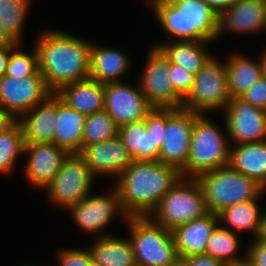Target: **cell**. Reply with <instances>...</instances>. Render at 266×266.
Segmentation results:
<instances>
[{
  "instance_id": "6da1fadb",
  "label": "cell",
  "mask_w": 266,
  "mask_h": 266,
  "mask_svg": "<svg viewBox=\"0 0 266 266\" xmlns=\"http://www.w3.org/2000/svg\"><path fill=\"white\" fill-rule=\"evenodd\" d=\"M41 29L32 43L47 87L56 93L64 85L88 79L91 40L70 31Z\"/></svg>"
},
{
  "instance_id": "7a4b0ae2",
  "label": "cell",
  "mask_w": 266,
  "mask_h": 266,
  "mask_svg": "<svg viewBox=\"0 0 266 266\" xmlns=\"http://www.w3.org/2000/svg\"><path fill=\"white\" fill-rule=\"evenodd\" d=\"M180 177L176 167L159 161H133L112 185L128 217H147Z\"/></svg>"
},
{
  "instance_id": "3957f363",
  "label": "cell",
  "mask_w": 266,
  "mask_h": 266,
  "mask_svg": "<svg viewBox=\"0 0 266 266\" xmlns=\"http://www.w3.org/2000/svg\"><path fill=\"white\" fill-rule=\"evenodd\" d=\"M155 20L170 40L155 42L159 47L167 41H208L216 43L219 15L204 0H155L149 4Z\"/></svg>"
},
{
  "instance_id": "277c9868",
  "label": "cell",
  "mask_w": 266,
  "mask_h": 266,
  "mask_svg": "<svg viewBox=\"0 0 266 266\" xmlns=\"http://www.w3.org/2000/svg\"><path fill=\"white\" fill-rule=\"evenodd\" d=\"M208 113L194 112L190 153L186 166L180 171L182 177H192L228 166L231 143L225 121L218 126Z\"/></svg>"
},
{
  "instance_id": "5b68a950",
  "label": "cell",
  "mask_w": 266,
  "mask_h": 266,
  "mask_svg": "<svg viewBox=\"0 0 266 266\" xmlns=\"http://www.w3.org/2000/svg\"><path fill=\"white\" fill-rule=\"evenodd\" d=\"M206 200L209 212L218 214L224 208L258 200L266 196V189L229 166L204 172L195 177Z\"/></svg>"
},
{
  "instance_id": "8992f818",
  "label": "cell",
  "mask_w": 266,
  "mask_h": 266,
  "mask_svg": "<svg viewBox=\"0 0 266 266\" xmlns=\"http://www.w3.org/2000/svg\"><path fill=\"white\" fill-rule=\"evenodd\" d=\"M125 225L137 266H172L179 261L172 231L149 216L128 217Z\"/></svg>"
},
{
  "instance_id": "52a82bcc",
  "label": "cell",
  "mask_w": 266,
  "mask_h": 266,
  "mask_svg": "<svg viewBox=\"0 0 266 266\" xmlns=\"http://www.w3.org/2000/svg\"><path fill=\"white\" fill-rule=\"evenodd\" d=\"M208 213L206 200L196 179L181 176L149 217L156 224L172 231Z\"/></svg>"
},
{
  "instance_id": "ba28073f",
  "label": "cell",
  "mask_w": 266,
  "mask_h": 266,
  "mask_svg": "<svg viewBox=\"0 0 266 266\" xmlns=\"http://www.w3.org/2000/svg\"><path fill=\"white\" fill-rule=\"evenodd\" d=\"M95 178L78 153L69 154L58 173L43 189L47 203L66 212L93 192Z\"/></svg>"
},
{
  "instance_id": "9c48e42d",
  "label": "cell",
  "mask_w": 266,
  "mask_h": 266,
  "mask_svg": "<svg viewBox=\"0 0 266 266\" xmlns=\"http://www.w3.org/2000/svg\"><path fill=\"white\" fill-rule=\"evenodd\" d=\"M219 57V58H218ZM214 55L195 74L193 87L183 100V108L199 114L222 112L231 96L224 59Z\"/></svg>"
},
{
  "instance_id": "30bf717a",
  "label": "cell",
  "mask_w": 266,
  "mask_h": 266,
  "mask_svg": "<svg viewBox=\"0 0 266 266\" xmlns=\"http://www.w3.org/2000/svg\"><path fill=\"white\" fill-rule=\"evenodd\" d=\"M67 212L78 230L92 236L91 239L114 235L108 231L114 218L117 220L118 216L121 217L119 220L122 219V223H126L128 219L119 193L111 184L107 194L91 193L78 204L71 206Z\"/></svg>"
},
{
  "instance_id": "8fae6325",
  "label": "cell",
  "mask_w": 266,
  "mask_h": 266,
  "mask_svg": "<svg viewBox=\"0 0 266 266\" xmlns=\"http://www.w3.org/2000/svg\"><path fill=\"white\" fill-rule=\"evenodd\" d=\"M165 127L166 108H153L144 120L119 127L118 136L133 161H159Z\"/></svg>"
},
{
  "instance_id": "7c38bea8",
  "label": "cell",
  "mask_w": 266,
  "mask_h": 266,
  "mask_svg": "<svg viewBox=\"0 0 266 266\" xmlns=\"http://www.w3.org/2000/svg\"><path fill=\"white\" fill-rule=\"evenodd\" d=\"M138 82L153 108H183V98L169 79L170 61L157 47L150 46Z\"/></svg>"
},
{
  "instance_id": "4fadbf2b",
  "label": "cell",
  "mask_w": 266,
  "mask_h": 266,
  "mask_svg": "<svg viewBox=\"0 0 266 266\" xmlns=\"http://www.w3.org/2000/svg\"><path fill=\"white\" fill-rule=\"evenodd\" d=\"M52 93L38 69L22 79L7 75L0 78V106L16 120Z\"/></svg>"
},
{
  "instance_id": "5bb4252c",
  "label": "cell",
  "mask_w": 266,
  "mask_h": 266,
  "mask_svg": "<svg viewBox=\"0 0 266 266\" xmlns=\"http://www.w3.org/2000/svg\"><path fill=\"white\" fill-rule=\"evenodd\" d=\"M194 112L179 108H166L165 139L160 148L159 162L181 171L190 153Z\"/></svg>"
},
{
  "instance_id": "9a60e30c",
  "label": "cell",
  "mask_w": 266,
  "mask_h": 266,
  "mask_svg": "<svg viewBox=\"0 0 266 266\" xmlns=\"http://www.w3.org/2000/svg\"><path fill=\"white\" fill-rule=\"evenodd\" d=\"M126 81L104 84V110L119 127L144 120L153 109L138 82Z\"/></svg>"
},
{
  "instance_id": "2e32d148",
  "label": "cell",
  "mask_w": 266,
  "mask_h": 266,
  "mask_svg": "<svg viewBox=\"0 0 266 266\" xmlns=\"http://www.w3.org/2000/svg\"><path fill=\"white\" fill-rule=\"evenodd\" d=\"M221 114L231 145L266 141V110L231 98Z\"/></svg>"
},
{
  "instance_id": "e0dca14e",
  "label": "cell",
  "mask_w": 266,
  "mask_h": 266,
  "mask_svg": "<svg viewBox=\"0 0 266 266\" xmlns=\"http://www.w3.org/2000/svg\"><path fill=\"white\" fill-rule=\"evenodd\" d=\"M69 153L54 143H25L24 156H27L21 168L24 179L31 188L43 191L58 173Z\"/></svg>"
},
{
  "instance_id": "ac0fdd59",
  "label": "cell",
  "mask_w": 266,
  "mask_h": 266,
  "mask_svg": "<svg viewBox=\"0 0 266 266\" xmlns=\"http://www.w3.org/2000/svg\"><path fill=\"white\" fill-rule=\"evenodd\" d=\"M97 177L114 178V182L133 162L119 136L88 146L78 153Z\"/></svg>"
},
{
  "instance_id": "d6986e66",
  "label": "cell",
  "mask_w": 266,
  "mask_h": 266,
  "mask_svg": "<svg viewBox=\"0 0 266 266\" xmlns=\"http://www.w3.org/2000/svg\"><path fill=\"white\" fill-rule=\"evenodd\" d=\"M265 0H238L219 16L217 42L225 33L263 34Z\"/></svg>"
},
{
  "instance_id": "ffe728a7",
  "label": "cell",
  "mask_w": 266,
  "mask_h": 266,
  "mask_svg": "<svg viewBox=\"0 0 266 266\" xmlns=\"http://www.w3.org/2000/svg\"><path fill=\"white\" fill-rule=\"evenodd\" d=\"M129 52L91 41L89 78L102 84L125 81L132 68ZM131 65V66H130Z\"/></svg>"
},
{
  "instance_id": "44dd1931",
  "label": "cell",
  "mask_w": 266,
  "mask_h": 266,
  "mask_svg": "<svg viewBox=\"0 0 266 266\" xmlns=\"http://www.w3.org/2000/svg\"><path fill=\"white\" fill-rule=\"evenodd\" d=\"M218 224V214L209 212L172 230L178 257L205 255L208 240Z\"/></svg>"
},
{
  "instance_id": "7402d4cb",
  "label": "cell",
  "mask_w": 266,
  "mask_h": 266,
  "mask_svg": "<svg viewBox=\"0 0 266 266\" xmlns=\"http://www.w3.org/2000/svg\"><path fill=\"white\" fill-rule=\"evenodd\" d=\"M56 120V93H52L17 121L25 143H53Z\"/></svg>"
},
{
  "instance_id": "603a6c76",
  "label": "cell",
  "mask_w": 266,
  "mask_h": 266,
  "mask_svg": "<svg viewBox=\"0 0 266 266\" xmlns=\"http://www.w3.org/2000/svg\"><path fill=\"white\" fill-rule=\"evenodd\" d=\"M56 125L53 143L69 154L82 149V134L86 115L72 109L56 94Z\"/></svg>"
},
{
  "instance_id": "cb8c5ba5",
  "label": "cell",
  "mask_w": 266,
  "mask_h": 266,
  "mask_svg": "<svg viewBox=\"0 0 266 266\" xmlns=\"http://www.w3.org/2000/svg\"><path fill=\"white\" fill-rule=\"evenodd\" d=\"M228 166L266 189V141L231 145Z\"/></svg>"
},
{
  "instance_id": "d4e9b609",
  "label": "cell",
  "mask_w": 266,
  "mask_h": 266,
  "mask_svg": "<svg viewBox=\"0 0 266 266\" xmlns=\"http://www.w3.org/2000/svg\"><path fill=\"white\" fill-rule=\"evenodd\" d=\"M56 94L86 116L104 110V84L96 80L88 78L64 85Z\"/></svg>"
},
{
  "instance_id": "484cf974",
  "label": "cell",
  "mask_w": 266,
  "mask_h": 266,
  "mask_svg": "<svg viewBox=\"0 0 266 266\" xmlns=\"http://www.w3.org/2000/svg\"><path fill=\"white\" fill-rule=\"evenodd\" d=\"M224 62L231 98H239L262 76L258 58L249 57L241 51L229 53Z\"/></svg>"
},
{
  "instance_id": "4316f807",
  "label": "cell",
  "mask_w": 266,
  "mask_h": 266,
  "mask_svg": "<svg viewBox=\"0 0 266 266\" xmlns=\"http://www.w3.org/2000/svg\"><path fill=\"white\" fill-rule=\"evenodd\" d=\"M211 44L213 43L208 41H168L158 48L171 64L183 66L196 74L215 55L210 52Z\"/></svg>"
},
{
  "instance_id": "83f0119b",
  "label": "cell",
  "mask_w": 266,
  "mask_h": 266,
  "mask_svg": "<svg viewBox=\"0 0 266 266\" xmlns=\"http://www.w3.org/2000/svg\"><path fill=\"white\" fill-rule=\"evenodd\" d=\"M126 237L115 234L94 238L87 247L93 261L102 266H137L132 244Z\"/></svg>"
},
{
  "instance_id": "f1b7e54d",
  "label": "cell",
  "mask_w": 266,
  "mask_h": 266,
  "mask_svg": "<svg viewBox=\"0 0 266 266\" xmlns=\"http://www.w3.org/2000/svg\"><path fill=\"white\" fill-rule=\"evenodd\" d=\"M259 201H261V199L247 201L224 208L218 213L219 224L239 235H242V233H249L252 235L253 239H255L264 212Z\"/></svg>"
},
{
  "instance_id": "f546056e",
  "label": "cell",
  "mask_w": 266,
  "mask_h": 266,
  "mask_svg": "<svg viewBox=\"0 0 266 266\" xmlns=\"http://www.w3.org/2000/svg\"><path fill=\"white\" fill-rule=\"evenodd\" d=\"M241 238L244 236L241 237L218 224L208 240L205 255L220 260L225 266H238L246 261L247 246L242 250Z\"/></svg>"
},
{
  "instance_id": "4dcf8cb0",
  "label": "cell",
  "mask_w": 266,
  "mask_h": 266,
  "mask_svg": "<svg viewBox=\"0 0 266 266\" xmlns=\"http://www.w3.org/2000/svg\"><path fill=\"white\" fill-rule=\"evenodd\" d=\"M34 0H0V22L18 43L23 42L25 23Z\"/></svg>"
},
{
  "instance_id": "1f68e13d",
  "label": "cell",
  "mask_w": 266,
  "mask_h": 266,
  "mask_svg": "<svg viewBox=\"0 0 266 266\" xmlns=\"http://www.w3.org/2000/svg\"><path fill=\"white\" fill-rule=\"evenodd\" d=\"M24 146L23 131L18 121L9 129L0 133L1 175H11L16 169L18 158L24 157Z\"/></svg>"
},
{
  "instance_id": "d6a6232c",
  "label": "cell",
  "mask_w": 266,
  "mask_h": 266,
  "mask_svg": "<svg viewBox=\"0 0 266 266\" xmlns=\"http://www.w3.org/2000/svg\"><path fill=\"white\" fill-rule=\"evenodd\" d=\"M119 126L105 111L86 116L82 134V146L99 143L118 136Z\"/></svg>"
},
{
  "instance_id": "836d02e7",
  "label": "cell",
  "mask_w": 266,
  "mask_h": 266,
  "mask_svg": "<svg viewBox=\"0 0 266 266\" xmlns=\"http://www.w3.org/2000/svg\"><path fill=\"white\" fill-rule=\"evenodd\" d=\"M24 43H19L11 52L6 69L7 76L22 79L32 75L38 69L37 52L34 46L31 50H23Z\"/></svg>"
},
{
  "instance_id": "e575fe53",
  "label": "cell",
  "mask_w": 266,
  "mask_h": 266,
  "mask_svg": "<svg viewBox=\"0 0 266 266\" xmlns=\"http://www.w3.org/2000/svg\"><path fill=\"white\" fill-rule=\"evenodd\" d=\"M57 261L59 266H91L93 261L88 248H65L57 250Z\"/></svg>"
},
{
  "instance_id": "d590c367",
  "label": "cell",
  "mask_w": 266,
  "mask_h": 266,
  "mask_svg": "<svg viewBox=\"0 0 266 266\" xmlns=\"http://www.w3.org/2000/svg\"><path fill=\"white\" fill-rule=\"evenodd\" d=\"M169 79L176 92L185 99L193 87L195 74L183 66L170 63Z\"/></svg>"
},
{
  "instance_id": "8d00e7d4",
  "label": "cell",
  "mask_w": 266,
  "mask_h": 266,
  "mask_svg": "<svg viewBox=\"0 0 266 266\" xmlns=\"http://www.w3.org/2000/svg\"><path fill=\"white\" fill-rule=\"evenodd\" d=\"M239 98L255 107L266 110V77L261 76Z\"/></svg>"
},
{
  "instance_id": "74e56055",
  "label": "cell",
  "mask_w": 266,
  "mask_h": 266,
  "mask_svg": "<svg viewBox=\"0 0 266 266\" xmlns=\"http://www.w3.org/2000/svg\"><path fill=\"white\" fill-rule=\"evenodd\" d=\"M246 246L245 262L249 266H266V242L252 238Z\"/></svg>"
},
{
  "instance_id": "f35d334b",
  "label": "cell",
  "mask_w": 266,
  "mask_h": 266,
  "mask_svg": "<svg viewBox=\"0 0 266 266\" xmlns=\"http://www.w3.org/2000/svg\"><path fill=\"white\" fill-rule=\"evenodd\" d=\"M182 266H225L220 260L207 255H195L179 259Z\"/></svg>"
},
{
  "instance_id": "ab89813d",
  "label": "cell",
  "mask_w": 266,
  "mask_h": 266,
  "mask_svg": "<svg viewBox=\"0 0 266 266\" xmlns=\"http://www.w3.org/2000/svg\"><path fill=\"white\" fill-rule=\"evenodd\" d=\"M17 45L18 44L0 46V78L6 74L10 54Z\"/></svg>"
},
{
  "instance_id": "60d3db41",
  "label": "cell",
  "mask_w": 266,
  "mask_h": 266,
  "mask_svg": "<svg viewBox=\"0 0 266 266\" xmlns=\"http://www.w3.org/2000/svg\"><path fill=\"white\" fill-rule=\"evenodd\" d=\"M208 6L219 16L231 8L238 0H204Z\"/></svg>"
},
{
  "instance_id": "b9f144b4",
  "label": "cell",
  "mask_w": 266,
  "mask_h": 266,
  "mask_svg": "<svg viewBox=\"0 0 266 266\" xmlns=\"http://www.w3.org/2000/svg\"><path fill=\"white\" fill-rule=\"evenodd\" d=\"M17 120L0 106V133L9 129Z\"/></svg>"
},
{
  "instance_id": "7bdbcfd3",
  "label": "cell",
  "mask_w": 266,
  "mask_h": 266,
  "mask_svg": "<svg viewBox=\"0 0 266 266\" xmlns=\"http://www.w3.org/2000/svg\"><path fill=\"white\" fill-rule=\"evenodd\" d=\"M12 44H19L16 42L5 30L4 26L0 22V46L1 45H12Z\"/></svg>"
},
{
  "instance_id": "ee69618b",
  "label": "cell",
  "mask_w": 266,
  "mask_h": 266,
  "mask_svg": "<svg viewBox=\"0 0 266 266\" xmlns=\"http://www.w3.org/2000/svg\"><path fill=\"white\" fill-rule=\"evenodd\" d=\"M256 239L262 242H266V209L264 210L263 215L261 217V223Z\"/></svg>"
},
{
  "instance_id": "f6af8a7d",
  "label": "cell",
  "mask_w": 266,
  "mask_h": 266,
  "mask_svg": "<svg viewBox=\"0 0 266 266\" xmlns=\"http://www.w3.org/2000/svg\"><path fill=\"white\" fill-rule=\"evenodd\" d=\"M258 56V60L261 65L262 76L266 77V47L262 50V52H260V55Z\"/></svg>"
},
{
  "instance_id": "bcb514c9",
  "label": "cell",
  "mask_w": 266,
  "mask_h": 266,
  "mask_svg": "<svg viewBox=\"0 0 266 266\" xmlns=\"http://www.w3.org/2000/svg\"><path fill=\"white\" fill-rule=\"evenodd\" d=\"M14 266H46V265H42V264L41 265L40 264L35 265V263H33V264L32 263H23V264L21 263V264L14 265Z\"/></svg>"
},
{
  "instance_id": "7dc6e473",
  "label": "cell",
  "mask_w": 266,
  "mask_h": 266,
  "mask_svg": "<svg viewBox=\"0 0 266 266\" xmlns=\"http://www.w3.org/2000/svg\"><path fill=\"white\" fill-rule=\"evenodd\" d=\"M263 32H266V0H265V13H264Z\"/></svg>"
},
{
  "instance_id": "c3c4849f",
  "label": "cell",
  "mask_w": 266,
  "mask_h": 266,
  "mask_svg": "<svg viewBox=\"0 0 266 266\" xmlns=\"http://www.w3.org/2000/svg\"><path fill=\"white\" fill-rule=\"evenodd\" d=\"M91 266H102V265H100V264H98V263L92 261Z\"/></svg>"
},
{
  "instance_id": "681fc988",
  "label": "cell",
  "mask_w": 266,
  "mask_h": 266,
  "mask_svg": "<svg viewBox=\"0 0 266 266\" xmlns=\"http://www.w3.org/2000/svg\"><path fill=\"white\" fill-rule=\"evenodd\" d=\"M172 266H182V263L180 261H178L176 264H174Z\"/></svg>"
},
{
  "instance_id": "f907efd6",
  "label": "cell",
  "mask_w": 266,
  "mask_h": 266,
  "mask_svg": "<svg viewBox=\"0 0 266 266\" xmlns=\"http://www.w3.org/2000/svg\"><path fill=\"white\" fill-rule=\"evenodd\" d=\"M238 266H249L246 262H243V263H241L240 265H238Z\"/></svg>"
},
{
  "instance_id": "816d5d0a",
  "label": "cell",
  "mask_w": 266,
  "mask_h": 266,
  "mask_svg": "<svg viewBox=\"0 0 266 266\" xmlns=\"http://www.w3.org/2000/svg\"><path fill=\"white\" fill-rule=\"evenodd\" d=\"M153 1H155V0H147L146 2H147V4L149 5L151 2H153Z\"/></svg>"
}]
</instances>
